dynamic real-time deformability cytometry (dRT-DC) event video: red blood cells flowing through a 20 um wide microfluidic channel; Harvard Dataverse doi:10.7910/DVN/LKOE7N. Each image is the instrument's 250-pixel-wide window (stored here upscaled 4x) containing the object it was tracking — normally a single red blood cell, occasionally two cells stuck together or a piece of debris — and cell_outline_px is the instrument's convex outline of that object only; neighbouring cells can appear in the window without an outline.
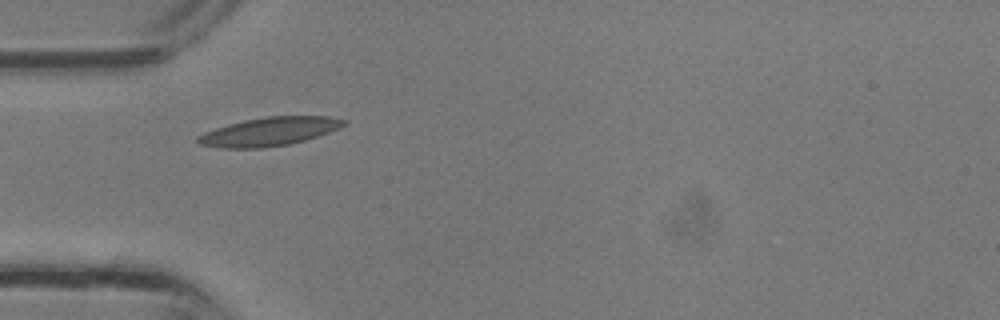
{"species": "common noctule bat (a hibernating species)", "species_latin": "Nyctalus noctula", "temperature_condition": "room temperature", "stored_images_in_passage": 23, "camera_frame_rate_fps": 3000, "um_per_image_px": 0.085, "animal": {"sex": "male", "body_mass_g": 13.3}, "frame": {"image": 1, "passage_image": 1, "time_ms": 0.0, "image_size_px": [1000, 320], "cell_outline_px": [[348, 124], [328, 132], [304, 140], [288, 144], [264, 148], [220, 148], [200, 144], [196, 140], [196, 136], [204, 132], [228, 124], [244, 120], [268, 116], [328, 116], [348, 120]], "centroid_in_image_um": [22.88, 11.18], "position_along_channel_um": 62.1, "area_um2": 24.22}}
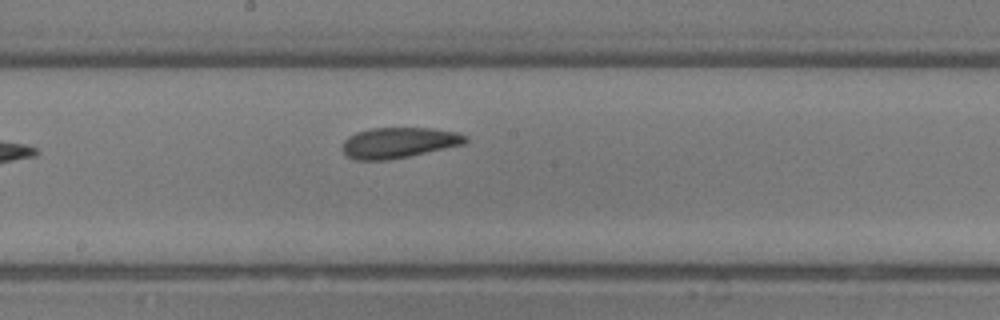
{"frame": {"image": 2, "passage_image": 9, "time_ms": 2.667, "image_size_px": [1000, 320], "cell_outline_px": [[468, 140], [464, 144], [408, 156], [388, 160], [356, 160], [348, 156], [340, 148], [344, 140], [348, 136], [356, 132], [372, 128], [432, 128], [456, 132], [468, 136]], "centroid_in_image_um": [33.87, 12.12], "position_along_channel_um": 214.3, "area_um2": 21.96}}
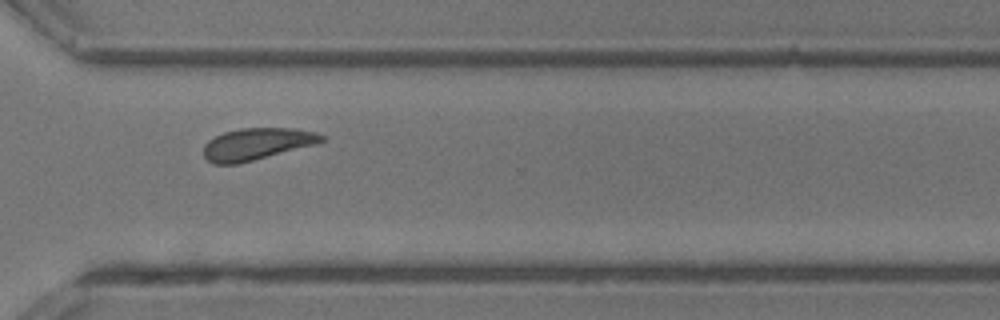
{"frame": {"image": 3, "passage_image": 16, "time_ms": 5.0, "image_size_px": [1000, 320], "cell_outline_px": [[324, 140], [316, 144], [240, 164], [212, 164], [204, 156], [204, 144], [208, 140], [224, 132], [240, 128], [296, 128], [316, 132], [324, 136]], "centroid_in_image_um": [21.82, 12.24], "position_along_channel_um": 348.8, "area_um2": 22.02}}